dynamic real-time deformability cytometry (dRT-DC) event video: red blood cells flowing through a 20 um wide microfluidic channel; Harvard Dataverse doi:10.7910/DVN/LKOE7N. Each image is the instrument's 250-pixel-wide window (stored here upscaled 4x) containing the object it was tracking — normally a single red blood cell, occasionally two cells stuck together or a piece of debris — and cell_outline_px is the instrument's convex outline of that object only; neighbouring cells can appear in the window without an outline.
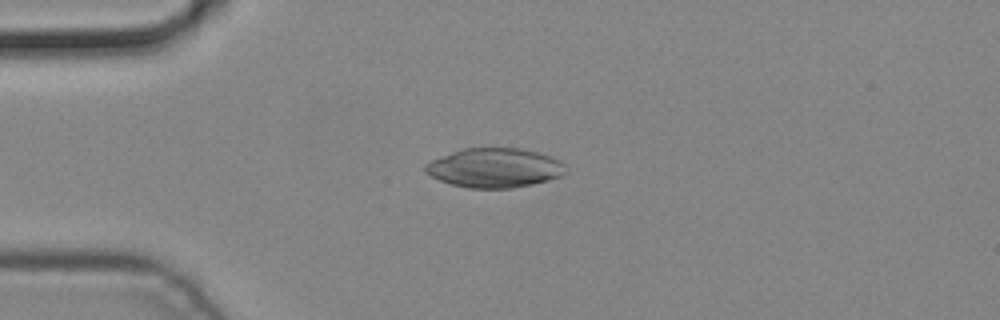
{"species": "common noctule bat (a hibernating species)", "species_latin": "Nyctalus noctula", "temperature_condition": "cold", "stored_images_in_passage": 3, "camera_frame_rate_fps": 3000, "um_per_image_px": 0.085, "animal": {"sex": "male", "body_mass_g": 19.2, "forearm_length_mm": 51.8}, "frame": {"image": 1, "passage_image": 3, "time_ms": 0.667, "image_size_px": [1000, 320], "cell_outline_px": [[564, 172], [560, 176], [548, 180], [532, 184], [512, 188], [468, 188], [452, 184], [440, 180], [432, 176], [424, 168], [424, 164], [432, 160], [452, 152], [464, 148], [520, 148], [552, 156], [560, 160], [564, 164]], "centroid_in_image_um": [42.05, 14.26], "position_along_channel_um": 43.0, "area_um2": 31.91}}